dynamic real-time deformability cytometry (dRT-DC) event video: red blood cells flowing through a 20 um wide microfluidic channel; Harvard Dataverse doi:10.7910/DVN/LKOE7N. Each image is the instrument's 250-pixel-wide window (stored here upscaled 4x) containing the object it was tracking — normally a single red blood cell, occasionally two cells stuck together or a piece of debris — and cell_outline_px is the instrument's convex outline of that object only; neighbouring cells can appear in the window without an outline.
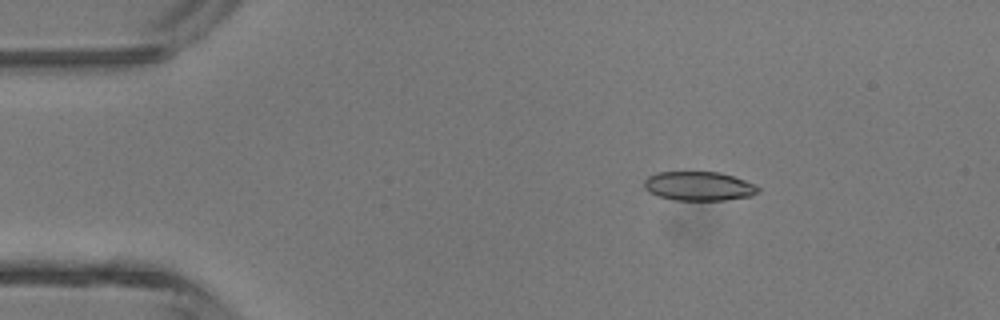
{"species": "common noctule bat (a hibernating species)", "species_latin": "Nyctalus noctula", "temperature_condition": "room temperature", "stored_images_in_passage": 41, "camera_frame_rate_fps": 3000, "um_per_image_px": 0.085, "animal": {"sex": "male", "body_mass_g": 13.3}, "frame": {"image": 1, "passage_image": 3, "time_ms": 0.667, "image_size_px": [1000, 320], "cell_outline_px": [[760, 192], [752, 196], [724, 200], [676, 200], [660, 196], [648, 192], [644, 188], [644, 180], [648, 176], [656, 172], [720, 172], [744, 180], [760, 188]], "centroid_in_image_um": [59.39, 15.82], "position_along_channel_um": 25.6, "area_um2": 19.31}}
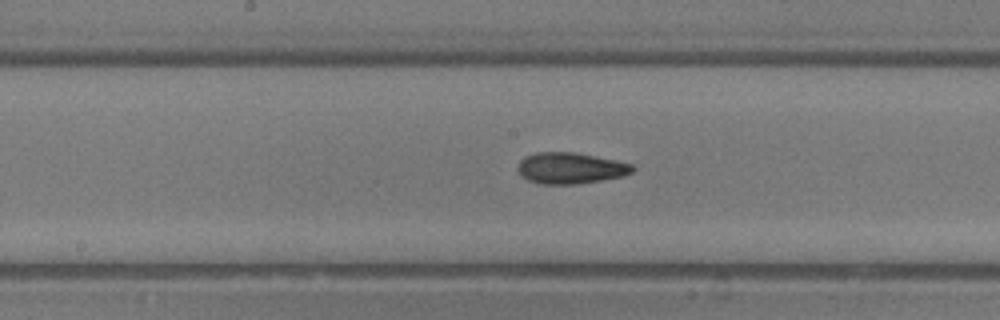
{"frame": {"image": 2, "passage_image": 19, "time_ms": 6.0, "image_size_px": [1000, 320], "cell_outline_px": [[636, 168], [632, 172], [620, 176], [600, 180], [576, 184], [540, 184], [528, 180], [520, 176], [516, 168], [520, 160], [524, 156], [536, 152], [576, 152], [616, 160], [632, 164]], "centroid_in_image_um": [48.43, 14.28], "position_along_channel_um": 199.8, "area_um2": 20.98}}
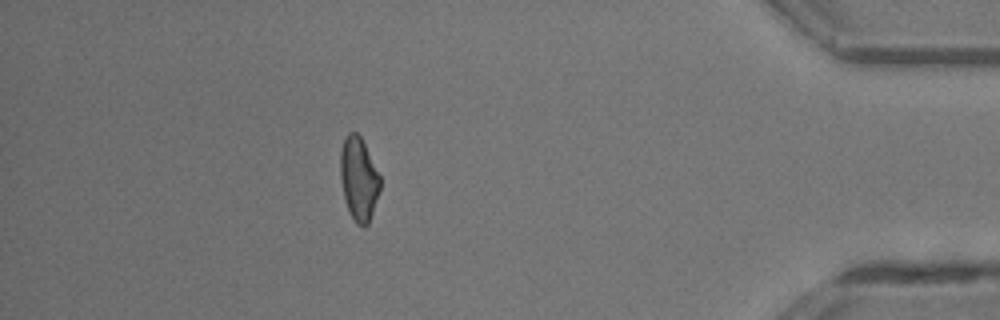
{"frame": {"image": 3, "passage_image": 36, "time_ms": 11.667, "image_size_px": [1000, 320], "cell_outline_px": [[380, 188], [368, 224], [364, 228], [356, 224], [348, 208], [344, 196], [340, 180], [340, 152], [344, 140], [348, 132], [356, 132], [360, 136], [380, 176]], "centroid_in_image_um": [30.48, 15.21], "position_along_channel_um": 404.7, "area_um2": 19.02}, "authors_computed_cell_mechanics": {"area_um2": 20.2878, "velocity_mm_per_s": 4.5146, "shape_relaxation_time_tau1_ms": 7.6197, "shape_relaxation_time_tau2_ms": 2.9176, "deformation_change_tau1": 0.187, "deformation_change_tau2": 0.1002}}